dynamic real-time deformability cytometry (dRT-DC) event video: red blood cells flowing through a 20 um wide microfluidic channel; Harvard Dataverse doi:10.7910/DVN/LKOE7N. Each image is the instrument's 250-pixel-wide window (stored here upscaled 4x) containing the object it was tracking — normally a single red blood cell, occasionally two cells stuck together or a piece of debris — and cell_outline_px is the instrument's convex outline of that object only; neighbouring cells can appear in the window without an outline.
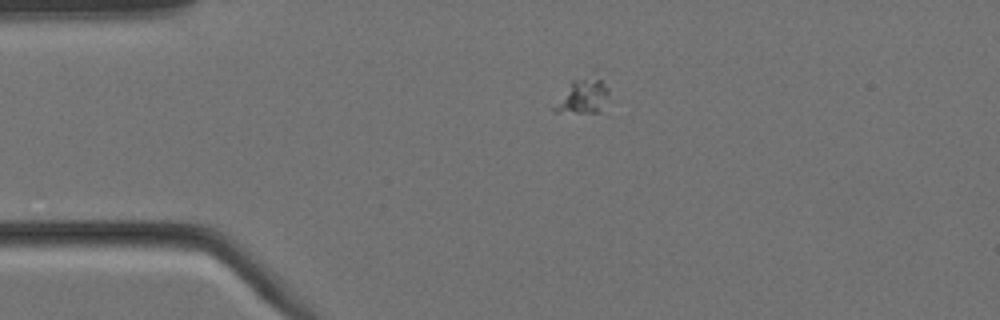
{"species": "Egyptian fruit bat (a non-hibernating species)", "species_latin": "Rousettus aegyptiacus", "temperature_condition": "cold", "stored_images_in_passage": 2, "camera_frame_rate_fps": 3000, "um_per_image_px": 0.085, "animal": {"sex": "female"}, "frame": {"image": 1, "passage_image": 1, "time_ms": 0.0, "image_size_px": [1000, 320], "cell_outline_px": [[608, 92], [596, 112], [552, 112], [552, 108], [572, 80], [592, 68], [596, 68], [608, 88]], "centroid_in_image_um": [49.55, 7.98], "position_along_channel_um": 35.4, "area_um2": 11.44}}